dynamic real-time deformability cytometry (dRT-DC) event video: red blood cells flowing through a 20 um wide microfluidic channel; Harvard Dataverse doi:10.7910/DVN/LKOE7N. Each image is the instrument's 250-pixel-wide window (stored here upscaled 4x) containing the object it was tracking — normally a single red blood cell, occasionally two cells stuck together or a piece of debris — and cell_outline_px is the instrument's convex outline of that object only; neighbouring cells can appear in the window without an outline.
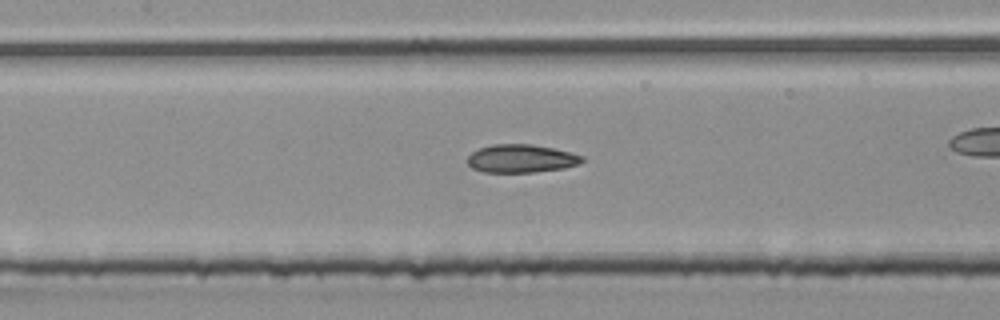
{"species": "common noctule bat (a hibernating species)", "species_latin": "Nyctalus noctula", "temperature_condition": "room temperature", "stored_images_in_passage": 33, "camera_frame_rate_fps": 3000, "um_per_image_px": 0.085, "animal": {"sex": "male", "body_mass_g": 20.4}, "frame": {"image": 1, "passage_image": 15, "time_ms": 4.667, "image_size_px": [1000, 320], "cell_outline_px": [[584, 160], [580, 164], [564, 168], [536, 172], [484, 172], [472, 168], [468, 164], [468, 156], [472, 152], [480, 148], [492, 144], [532, 144], [552, 148], [584, 156]], "centroid_in_image_um": [44.31, 13.48], "position_along_channel_um": 163.1, "area_um2": 18.79}}